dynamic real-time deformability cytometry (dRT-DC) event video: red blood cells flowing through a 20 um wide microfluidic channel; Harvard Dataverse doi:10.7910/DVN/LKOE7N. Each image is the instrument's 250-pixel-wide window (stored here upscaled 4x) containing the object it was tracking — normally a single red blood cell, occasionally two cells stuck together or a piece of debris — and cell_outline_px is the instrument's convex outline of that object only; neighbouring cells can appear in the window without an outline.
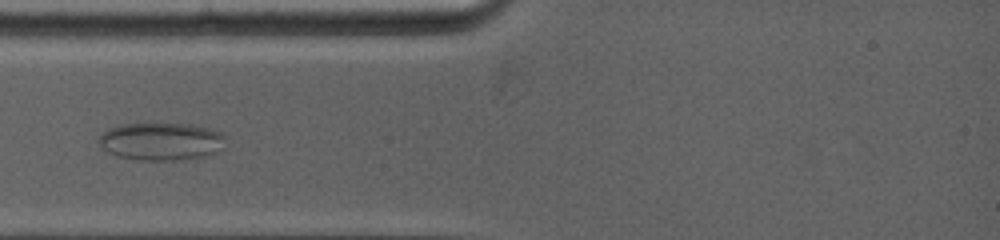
{"species": "common noctule bat (a hibernating species)", "species_latin": "Nyctalus noctula", "temperature_condition": "warm", "stored_images_in_passage": 14, "camera_frame_rate_fps": 5000, "um_per_image_px": 0.085, "animal": {"sex": "female", "body_mass_g": 19.0, "forearm_length_mm": 53.3}, "frame": {"image": 1, "passage_image": 6, "time_ms": 1.8, "image_size_px": [1000, 240], "cell_outline_px": [[224, 136], [220, 148], [216, 152], [208, 156], [176, 160], [140, 160], [116, 156], [108, 152], [100, 144], [100, 136], [108, 128], [120, 124], [188, 124], [208, 128], [220, 132]], "centroid_in_image_um": [13.68, 12.02], "position_along_channel_um": 71.3, "area_um2": 27.51}}
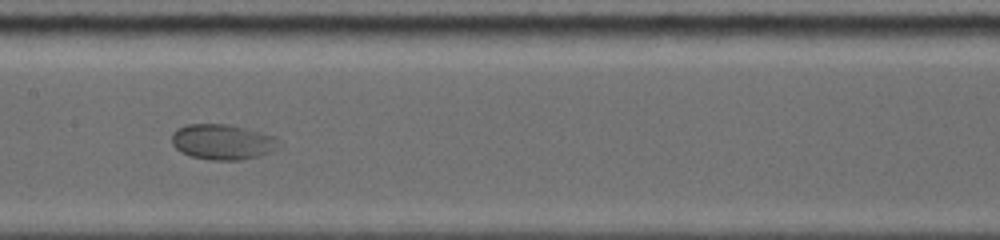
{"frame": {"image": 2, "passage_image": 10, "time_ms": 4.8, "image_size_px": [1000, 240], "cell_outline_px": [[280, 148], [260, 156], [240, 160], [212, 160], [188, 156], [180, 152], [172, 144], [172, 132], [188, 124], [228, 124], [276, 136], [280, 140]], "centroid_in_image_um": [18.94, 12.07], "position_along_channel_um": 188.5, "area_um2": 22.31}}
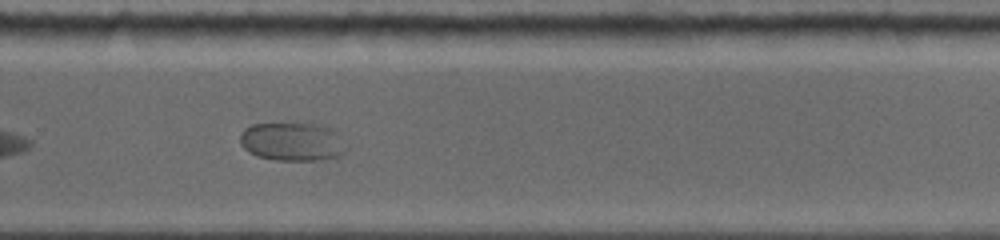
{"frame": {"image": 3, "passage_image": 13, "time_ms": 7.8, "image_size_px": [1000, 240], "cell_outline_px": [[348, 148], [344, 152], [336, 156], [320, 160], [276, 160], [256, 156], [248, 152], [240, 144], [240, 132], [244, 128], [252, 124], [316, 124], [328, 128]], "centroid_in_image_um": [24.75, 12.06], "position_along_channel_um": 305.0, "area_um2": 23.41}}